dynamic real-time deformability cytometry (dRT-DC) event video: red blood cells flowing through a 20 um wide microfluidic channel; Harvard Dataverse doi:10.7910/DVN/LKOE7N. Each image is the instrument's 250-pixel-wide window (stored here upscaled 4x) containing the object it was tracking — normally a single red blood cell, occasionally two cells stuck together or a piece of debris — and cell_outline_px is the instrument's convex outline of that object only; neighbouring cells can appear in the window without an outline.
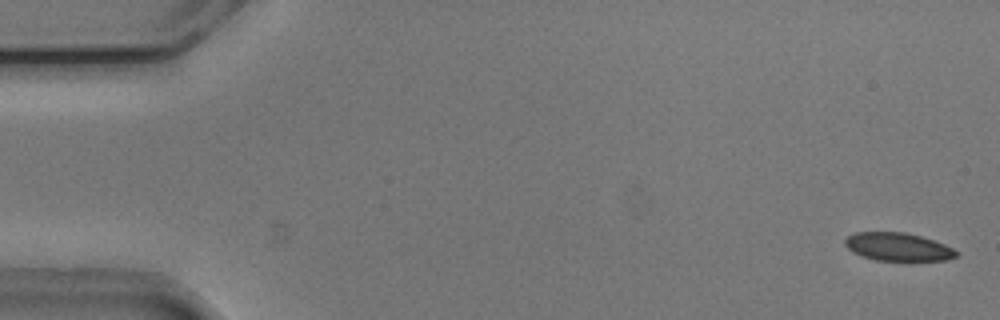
{"species": "common noctule bat (a hibernating species)", "species_latin": "Nyctalus noctula", "temperature_condition": "cold", "stored_images_in_passage": 55, "segment_of_instrument_passage": [1, 2], "camera_frame_rate_fps": 3000, "um_per_image_px": 0.085, "animal": {"sex": "male", "body_mass_g": 20.5, "forearm_length_mm": 52.5}, "frame": {"image": 1, "passage_image": 2, "time_ms": 0.333, "image_size_px": [1000, 320], "cell_outline_px": [[960, 252], [956, 256], [944, 260], [876, 260], [860, 256], [852, 252], [844, 244], [844, 240], [848, 236], [856, 232], [904, 232], [920, 236], [944, 244]], "centroid_in_image_um": [76.29, 20.98], "position_along_channel_um": 8.7, "area_um2": 18.09}}
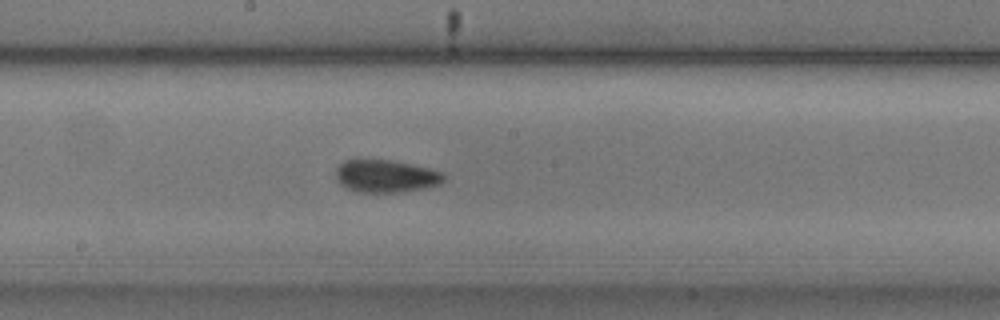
{"frame": {"image": 2, "passage_image": 29, "time_ms": 9.333, "image_size_px": [1000, 320], "cell_outline_px": [[444, 180], [440, 184], [400, 192], [356, 192], [340, 184], [336, 180], [336, 168], [344, 160], [356, 156], [388, 160], [428, 168], [444, 172]], "centroid_in_image_um": [32.7, 14.93], "position_along_channel_um": 215.5, "area_um2": 20.87}}
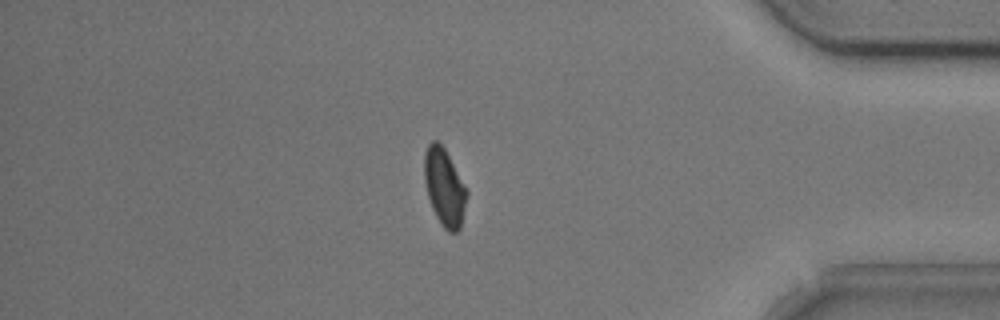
{"frame": {"image": 3, "passage_image": 46, "time_ms": 15.0, "image_size_px": [1000, 320], "cell_outline_px": [[468, 196], [460, 228], [456, 232], [448, 232], [440, 224], [432, 208], [428, 196], [424, 180], [424, 152], [428, 144], [432, 140], [436, 140], [444, 148], [468, 192]], "centroid_in_image_um": [37.76, 15.93], "position_along_channel_um": 397.4, "area_um2": 19.02}}